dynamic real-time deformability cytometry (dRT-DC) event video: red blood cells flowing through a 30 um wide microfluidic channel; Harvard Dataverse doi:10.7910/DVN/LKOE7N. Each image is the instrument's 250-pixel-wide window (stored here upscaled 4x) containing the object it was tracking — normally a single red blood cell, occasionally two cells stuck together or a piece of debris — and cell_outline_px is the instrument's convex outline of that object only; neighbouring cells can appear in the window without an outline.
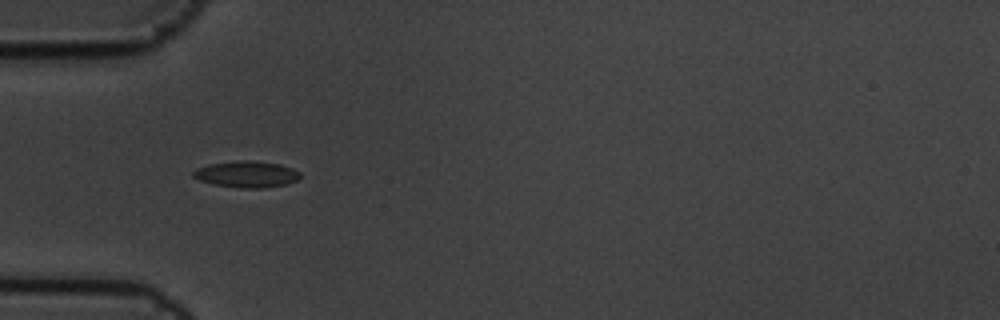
{"species": "common noctule bat (a hibernating species)", "species_latin": "Nyctalus noctula", "temperature_condition": "cold", "stored_images_in_passage": 2, "camera_frame_rate_fps": 3000, "um_per_image_px": 0.085, "animal": {"sex": "male", "body_mass_g": 19.5, "forearm_length_mm": 54.6}, "frame": {"image": 1, "passage_image": 1, "time_ms": 0.0, "image_size_px": [1000, 320], "cell_outline_px": [[300, 176], [296, 180], [284, 184], [264, 188], [240, 188], [216, 184], [200, 180], [192, 176], [192, 172], [196, 168], [212, 164], [244, 160], [280, 164], [292, 168], [300, 172]], "centroid_in_image_um": [20.96, 14.81], "position_along_channel_um": 64.0, "area_um2": 16.07}}
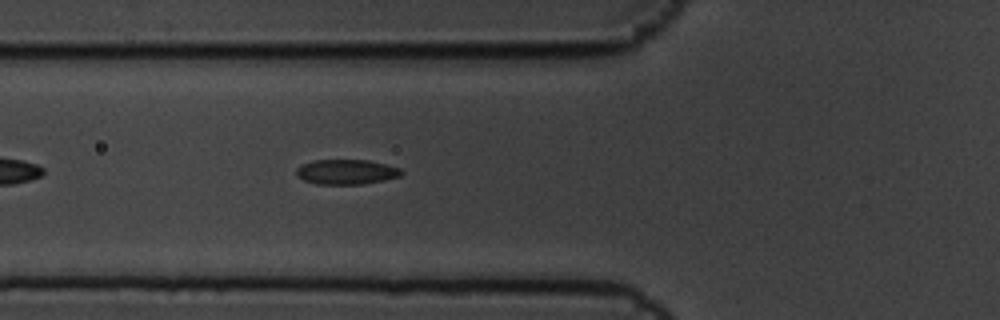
{"frame": {"image": 2, "passage_image": 2, "time_ms": 0.333, "image_size_px": [1000, 320], "cell_outline_px": [[404, 172], [400, 176], [384, 180], [364, 184], [316, 184], [304, 180], [296, 176], [296, 168], [300, 164], [312, 160], [368, 160], [400, 168]], "centroid_in_image_um": [29.41, 14.61], "position_along_channel_um": 96.4, "area_um2": 15.37}}